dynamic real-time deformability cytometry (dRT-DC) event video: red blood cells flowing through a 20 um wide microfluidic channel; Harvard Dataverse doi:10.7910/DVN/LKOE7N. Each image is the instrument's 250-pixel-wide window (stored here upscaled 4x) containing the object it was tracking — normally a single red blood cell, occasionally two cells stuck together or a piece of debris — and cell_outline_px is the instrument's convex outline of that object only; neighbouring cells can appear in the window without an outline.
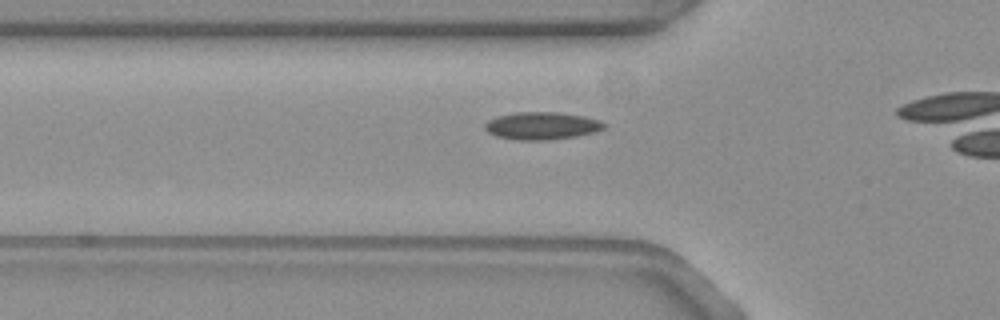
{"species": "common noctule bat (a hibernating species)", "species_latin": "Nyctalus noctula", "temperature_condition": "warm", "stored_images_in_passage": 37, "camera_frame_rate_fps": 3000, "um_per_image_px": 0.085, "animal": {"sex": "female", "body_mass_g": 19.3, "forearm_length_mm": 54.1}, "frame": {"image": 1, "passage_image": 11, "time_ms": 3.333, "image_size_px": [1000, 320], "cell_outline_px": [[608, 124], [604, 128], [596, 132], [576, 136], [544, 140], [516, 140], [496, 136], [488, 132], [484, 128], [484, 124], [488, 120], [496, 116], [516, 112], [556, 112], [584, 116], [600, 120]], "centroid_in_image_um": [46.05, 10.69], "position_along_channel_um": 79.7, "area_um2": 19.25}}
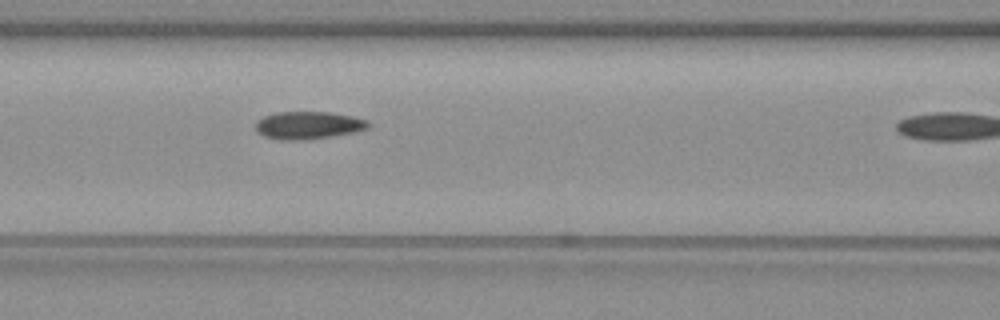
{"frame": {"image": 2, "passage_image": 16, "time_ms": 5.0, "image_size_px": [1000, 320], "cell_outline_px": [[372, 124], [368, 128], [352, 132], [332, 136], [304, 140], [280, 140], [264, 136], [256, 128], [256, 120], [264, 116], [276, 112], [332, 112], [352, 116], [368, 120]], "centroid_in_image_um": [26.22, 10.64], "position_along_channel_um": 140.4, "area_um2": 18.15}}
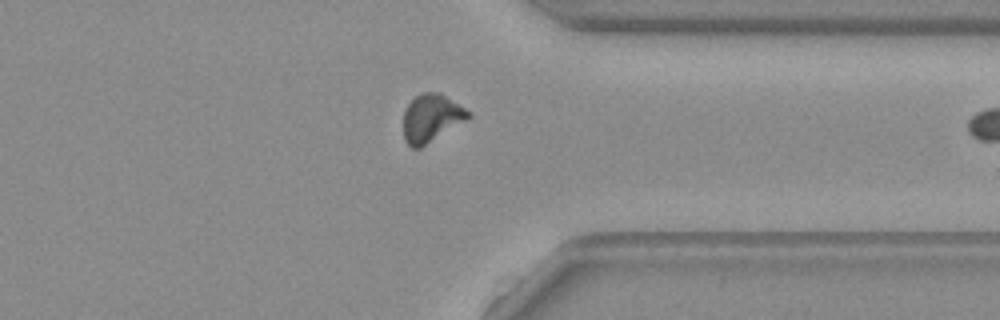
{"frame": {"image": 3, "passage_image": 36, "time_ms": 11.667, "image_size_px": [1000, 320], "cell_outline_px": [[472, 116], [420, 148], [412, 148], [404, 140], [404, 108], [420, 92], [440, 92], [472, 112]], "centroid_in_image_um": [36.66, 10.01], "position_along_channel_um": 374.7, "area_um2": 18.03}, "authors_computed_cell_mechanics": {"area_um2": 18.1492, "velocity_mm_per_s": 3.586, "shape_relaxation_time_tau1_ms": null, "shape_relaxation_time_tau2_ms": 7.7639, "deformation_change_tau1": null, "deformation_change_tau2": 0.1182}}